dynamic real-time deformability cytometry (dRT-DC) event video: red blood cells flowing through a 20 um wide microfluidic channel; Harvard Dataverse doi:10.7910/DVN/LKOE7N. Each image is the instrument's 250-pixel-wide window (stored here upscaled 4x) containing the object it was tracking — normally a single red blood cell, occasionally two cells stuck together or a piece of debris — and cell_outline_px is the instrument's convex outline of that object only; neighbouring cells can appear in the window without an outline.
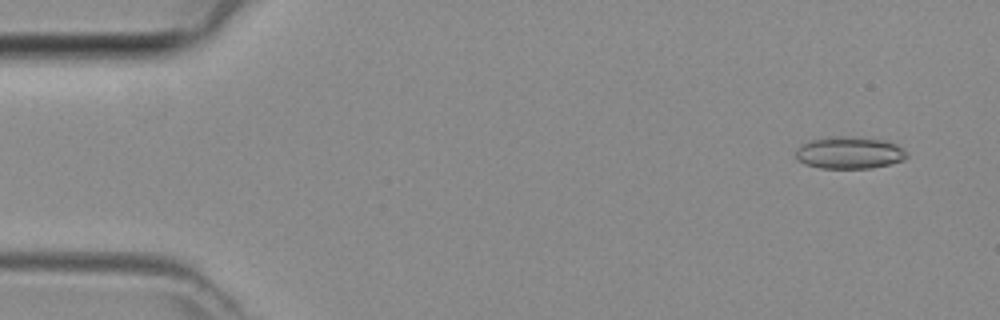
{"species": "common noctule bat (a hibernating species)", "species_latin": "Nyctalus noctula", "temperature_condition": "room temperature", "stored_images_in_passage": 11, "camera_frame_rate_fps": 3000, "um_per_image_px": 0.085, "animal": {"sex": "female", "body_mass_g": 29.2, "forearm_length_mm": 56.3}, "frame": {"image": 1, "passage_image": 3, "time_ms": 0.667, "image_size_px": [1000, 320], "cell_outline_px": [[908, 156], [904, 160], [892, 164], [872, 168], [820, 168], [804, 164], [796, 160], [796, 148], [800, 144], [808, 140], [836, 136], [852, 136], [884, 140], [896, 144], [904, 148], [908, 152]], "centroid_in_image_um": [72.2, 12.98], "position_along_channel_um": 12.8, "area_um2": 21.21}}